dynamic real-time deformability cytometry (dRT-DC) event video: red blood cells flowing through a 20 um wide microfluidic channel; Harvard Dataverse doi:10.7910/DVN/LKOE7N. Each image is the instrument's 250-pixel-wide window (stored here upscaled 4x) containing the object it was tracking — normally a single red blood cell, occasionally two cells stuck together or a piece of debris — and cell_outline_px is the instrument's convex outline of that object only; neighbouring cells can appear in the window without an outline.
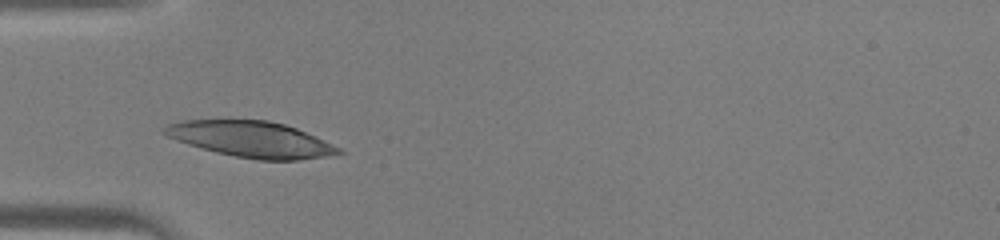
{"species": "human", "species_latin": "Homo sapiens", "temperature_condition": "warm", "stored_images_in_passage": 6, "camera_frame_rate_fps": 3000, "um_per_image_px": 0.085, "donor": {"sex": "male"}, "frame": {"image": 1, "passage_image": 1, "time_ms": 0.0, "image_size_px": [1000, 240], "cell_outline_px": [[344, 152], [324, 156], [296, 160], [256, 160], [216, 152], [188, 144], [176, 140], [160, 132], [168, 124], [184, 120], [268, 120], [284, 124], [296, 128], [332, 144], [340, 148]], "centroid_in_image_um": [21.32, 11.83], "position_along_channel_um": 63.7, "area_um2": 36.01}}
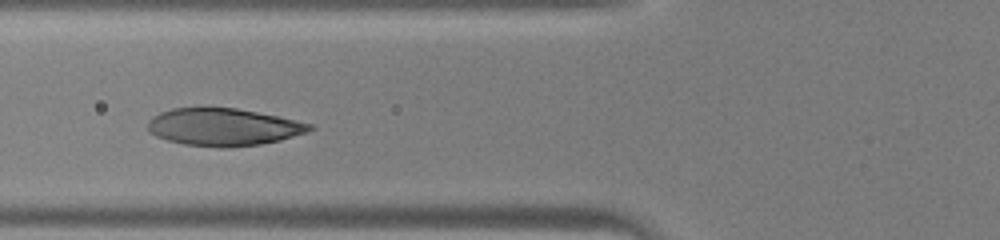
{"frame": {"image": 2, "passage_image": 4, "time_ms": 1.0, "image_size_px": [1000, 240], "cell_outline_px": [[316, 128], [308, 132], [280, 140], [260, 144], [228, 148], [220, 148], [184, 144], [168, 140], [156, 136], [148, 132], [148, 120], [152, 116], [160, 112], [172, 108], [236, 108], [280, 116], [312, 124]], "centroid_in_image_um": [19.0, 10.8], "position_along_channel_um": 106.8, "area_um2": 35.49}}